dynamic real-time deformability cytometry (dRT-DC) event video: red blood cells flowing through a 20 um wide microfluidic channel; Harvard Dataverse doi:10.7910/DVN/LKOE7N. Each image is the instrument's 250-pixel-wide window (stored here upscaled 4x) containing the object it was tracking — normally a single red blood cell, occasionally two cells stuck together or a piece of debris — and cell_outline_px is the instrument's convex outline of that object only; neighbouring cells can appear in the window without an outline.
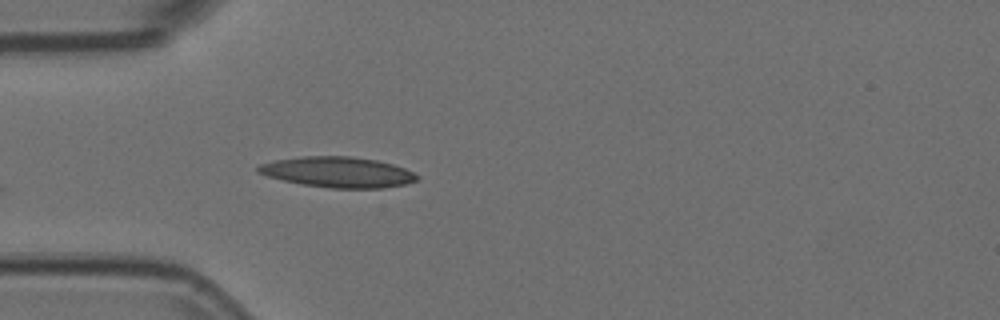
{"species": "Egyptian fruit bat (a non-hibernating species)", "species_latin": "Rousettus aegyptiacus", "temperature_condition": "room temperature", "stored_images_in_passage": 5, "camera_frame_rate_fps": 3000, "um_per_image_px": 0.085, "animal": {"sex": "female"}, "frame": {"image": 1, "passage_image": 5, "time_ms": 1.333, "image_size_px": [1000, 320], "cell_outline_px": [[420, 176], [416, 180], [404, 184], [384, 188], [328, 188], [300, 184], [268, 176], [256, 172], [256, 168], [260, 164], [276, 160], [300, 156], [348, 156], [376, 160], [392, 164], [404, 168]], "centroid_in_image_um": [28.69, 14.63], "position_along_channel_um": 56.3, "area_um2": 28.21}}